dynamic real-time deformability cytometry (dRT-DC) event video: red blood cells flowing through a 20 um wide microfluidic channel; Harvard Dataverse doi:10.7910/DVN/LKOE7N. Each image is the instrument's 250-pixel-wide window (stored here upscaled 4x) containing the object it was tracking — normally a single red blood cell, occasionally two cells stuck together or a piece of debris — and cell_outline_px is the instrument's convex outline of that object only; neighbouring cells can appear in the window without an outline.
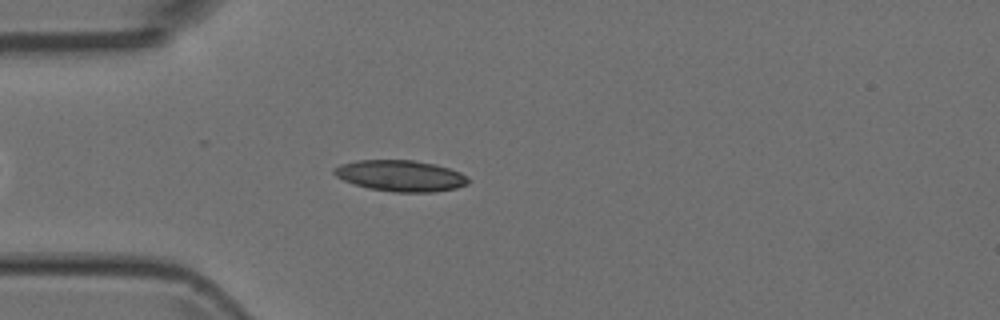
{"species": "Egyptian fruit bat (a non-hibernating species)", "species_latin": "Rousettus aegyptiacus", "temperature_condition": "room temperature", "stored_images_in_passage": 44, "camera_frame_rate_fps": 3000, "um_per_image_px": 0.085, "animal": {"sex": "female"}, "frame": {"image": 1, "passage_image": 10, "time_ms": 3.0, "image_size_px": [1000, 320], "cell_outline_px": [[468, 184], [456, 188], [436, 192], [396, 192], [368, 188], [344, 180], [336, 176], [332, 172], [332, 168], [340, 164], [356, 160], [412, 160], [436, 164], [460, 172], [468, 176]], "centroid_in_image_um": [34.05, 14.93], "position_along_channel_um": 51.0, "area_um2": 24.39}}
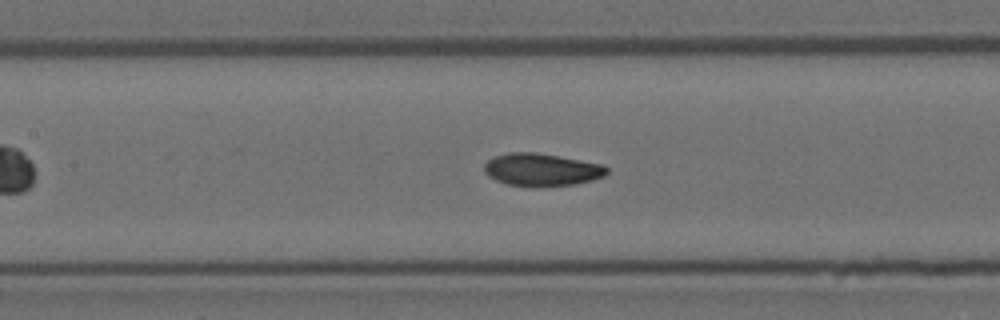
{"frame": {"image": 2, "passage_image": 19, "time_ms": 6.0, "image_size_px": [1000, 320], "cell_outline_px": [[608, 172], [604, 176], [592, 180], [576, 184], [536, 188], [508, 184], [496, 180], [488, 176], [484, 172], [484, 164], [488, 160], [496, 156], [508, 152], [536, 152], [604, 164], [608, 168]], "centroid_in_image_um": [46.05, 14.43], "position_along_channel_um": 161.3, "area_um2": 23.64}}
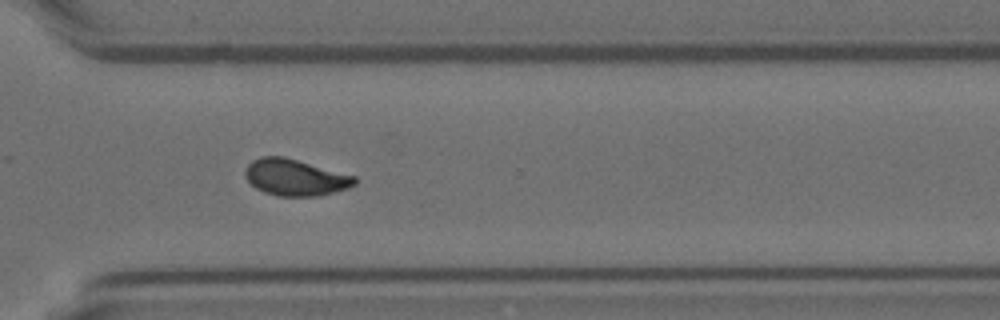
{"frame": {"image": 3, "passage_image": 33, "time_ms": 10.667, "image_size_px": [1000, 320], "cell_outline_px": [[356, 184], [348, 188], [316, 196], [276, 196], [264, 192], [256, 188], [244, 176], [244, 172], [248, 164], [252, 160], [260, 156], [284, 156], [356, 176]], "centroid_in_image_um": [25.07, 15.07], "position_along_channel_um": 345.5, "area_um2": 23.29}}